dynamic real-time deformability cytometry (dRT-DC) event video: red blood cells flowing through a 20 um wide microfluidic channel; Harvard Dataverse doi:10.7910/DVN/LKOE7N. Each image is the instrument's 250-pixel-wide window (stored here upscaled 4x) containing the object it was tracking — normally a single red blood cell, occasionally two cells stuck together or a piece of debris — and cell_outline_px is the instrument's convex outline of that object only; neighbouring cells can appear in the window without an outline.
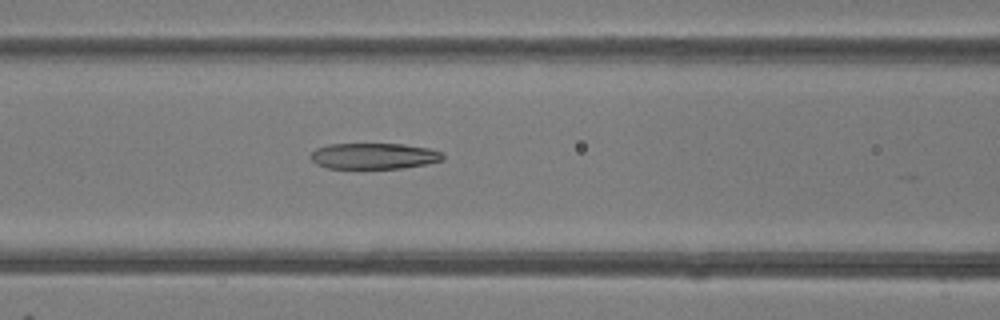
{"species": "common noctule bat (a hibernating species)", "species_latin": "Nyctalus noctula", "temperature_condition": "room temperature", "stored_images_in_passage": 13, "camera_frame_rate_fps": 3000, "um_per_image_px": 0.085, "animal": {"sex": "female"}, "frame": {"image": 1, "passage_image": 12, "time_ms": 3.667, "image_size_px": [1000, 320], "cell_outline_px": [[444, 160], [428, 164], [404, 168], [328, 168], [316, 164], [308, 156], [316, 148], [328, 144], [404, 144], [428, 148], [444, 152]], "centroid_in_image_um": [31.81, 13.26], "position_along_channel_um": 134.8, "area_um2": 20.23}}